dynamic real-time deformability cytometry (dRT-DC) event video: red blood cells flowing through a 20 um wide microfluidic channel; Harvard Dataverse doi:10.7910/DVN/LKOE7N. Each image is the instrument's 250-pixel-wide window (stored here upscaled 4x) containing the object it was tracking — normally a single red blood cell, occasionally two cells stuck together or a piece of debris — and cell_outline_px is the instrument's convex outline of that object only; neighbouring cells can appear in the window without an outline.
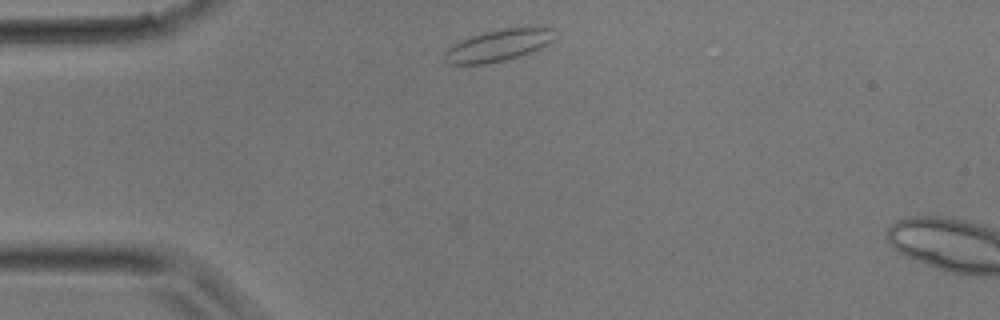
{"species": "common noctule bat (a hibernating species)", "species_latin": "Nyctalus noctula", "temperature_condition": "room temperature", "stored_images_in_passage": 3, "camera_frame_rate_fps": 3000, "um_per_image_px": 0.085, "animal": {"sex": "male", "body_mass_g": 17.9}, "frame": {"image": 1, "passage_image": 1, "time_ms": 0.0, "image_size_px": [1000, 320], "cell_outline_px": [[556, 28], [552, 40], [548, 44], [540, 48], [504, 60], [484, 64], [448, 64], [444, 60], [444, 52], [452, 44], [460, 40], [472, 36], [488, 32], [508, 28]], "centroid_in_image_um": [42.31, 3.87], "position_along_channel_um": 42.7, "area_um2": 19.83}}